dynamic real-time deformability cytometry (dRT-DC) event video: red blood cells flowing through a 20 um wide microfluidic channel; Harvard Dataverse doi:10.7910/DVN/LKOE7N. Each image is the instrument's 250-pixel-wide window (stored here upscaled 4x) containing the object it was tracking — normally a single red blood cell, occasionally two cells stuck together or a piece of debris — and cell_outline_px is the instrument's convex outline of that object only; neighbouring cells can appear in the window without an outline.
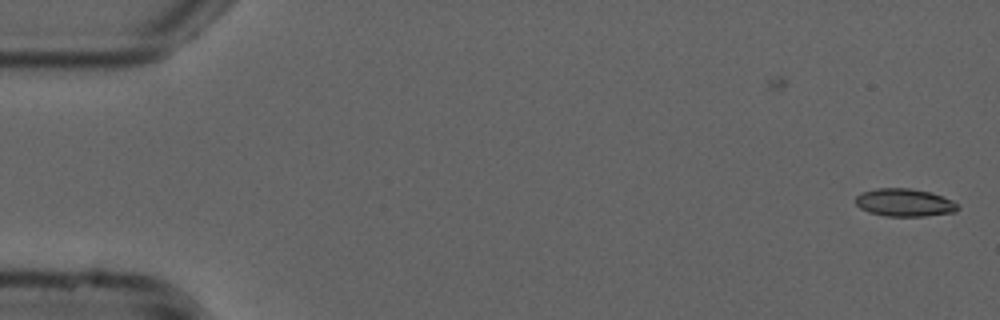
{"species": "common noctule bat (a hibernating species)", "species_latin": "Nyctalus noctula", "temperature_condition": "cold", "stored_images_in_passage": 42, "camera_frame_rate_fps": 3000, "um_per_image_px": 0.085, "animal": {"sex": "male", "forearm_length_mm": 52.5}, "frame": {"image": 1, "passage_image": 1, "time_ms": 0.0, "image_size_px": [1000, 320], "cell_outline_px": [[960, 208], [956, 212], [924, 216], [884, 216], [868, 212], [860, 208], [856, 204], [856, 196], [860, 192], [876, 188], [908, 188], [932, 192], [952, 200]], "centroid_in_image_um": [76.87, 17.21], "position_along_channel_um": 8.1, "area_um2": 16.7}}
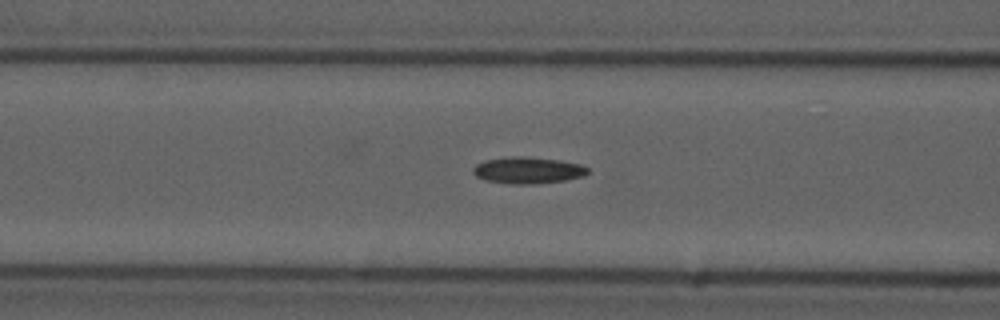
{"frame": {"image": 2, "passage_image": 21, "time_ms": 6.667, "image_size_px": [1000, 320], "cell_outline_px": [[588, 172], [584, 176], [564, 180], [532, 184], [508, 184], [484, 180], [476, 176], [472, 172], [472, 168], [476, 164], [484, 160], [516, 156], [524, 156], [560, 160], [580, 164], [588, 168]], "centroid_in_image_um": [44.83, 14.47], "position_along_channel_um": 121.8, "area_um2": 17.8}}
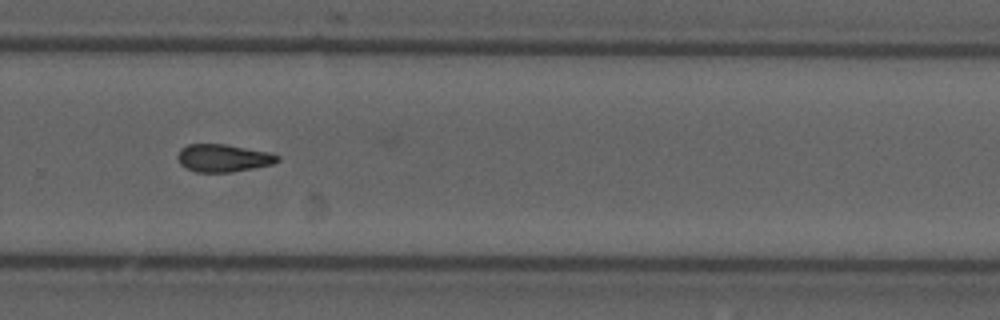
{"frame": {"image": 3, "passage_image": 36, "time_ms": 11.667, "image_size_px": [1000, 320], "cell_outline_px": [[280, 160], [272, 164], [232, 172], [196, 172], [180, 164], [176, 156], [180, 148], [188, 144], [224, 144], [268, 152], [280, 156]], "centroid_in_image_um": [18.95, 13.43], "position_along_channel_um": 310.9, "area_um2": 16.01}}